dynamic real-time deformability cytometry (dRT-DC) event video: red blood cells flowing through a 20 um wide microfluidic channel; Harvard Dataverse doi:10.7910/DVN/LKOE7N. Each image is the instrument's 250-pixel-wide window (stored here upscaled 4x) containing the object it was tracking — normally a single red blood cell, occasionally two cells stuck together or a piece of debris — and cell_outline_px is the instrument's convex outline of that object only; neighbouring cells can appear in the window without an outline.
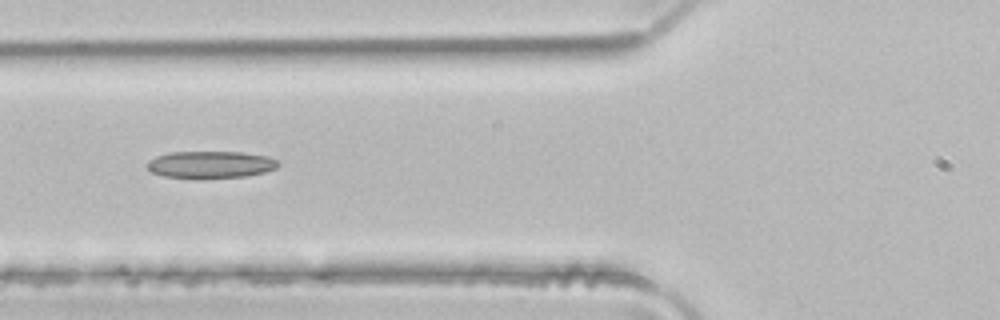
{"species": "common noctule bat (a hibernating species)", "species_latin": "Nyctalus noctula", "temperature_condition": "room temperature", "stored_images_in_passage": 4, "camera_frame_rate_fps": 3000, "um_per_image_px": 0.085, "animal": {"sex": "male", "body_mass_g": 21.5, "forearm_length_mm": 52.0}, "frame": {"image": 1, "passage_image": 4, "time_ms": 1.0, "image_size_px": [1000, 320], "cell_outline_px": [[280, 164], [276, 168], [264, 172], [244, 176], [204, 180], [196, 180], [164, 176], [152, 172], [148, 168], [148, 160], [156, 156], [168, 152], [240, 152], [268, 156], [276, 160]], "centroid_in_image_um": [17.87, 14.01], "position_along_channel_um": 107.9, "area_um2": 21.15}}